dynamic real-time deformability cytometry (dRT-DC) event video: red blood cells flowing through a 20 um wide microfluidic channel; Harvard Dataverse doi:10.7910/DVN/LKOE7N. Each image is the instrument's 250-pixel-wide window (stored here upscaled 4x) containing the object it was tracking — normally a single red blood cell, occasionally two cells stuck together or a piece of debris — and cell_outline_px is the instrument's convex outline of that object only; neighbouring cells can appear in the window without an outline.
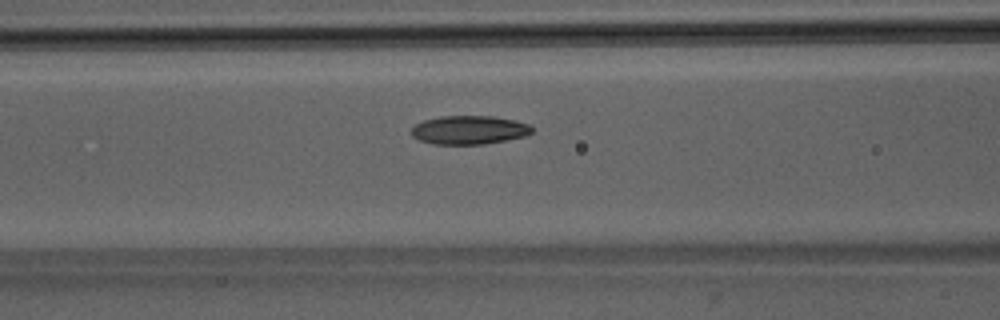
{"species": "Egyptian fruit bat (a non-hibernating species)", "species_latin": "Rousettus aegyptiacus", "temperature_condition": "room temperature", "stored_images_in_passage": 51, "camera_frame_rate_fps": 3000, "um_per_image_px": 0.085, "animal": {"sex": "male"}, "frame": {"image": 1, "passage_image": 21, "time_ms": 6.667, "image_size_px": [1000, 320], "cell_outline_px": [[532, 132], [524, 136], [484, 144], [432, 144], [420, 140], [412, 136], [412, 128], [416, 124], [424, 120], [440, 116], [492, 116], [516, 120], [528, 124], [532, 128]], "centroid_in_image_um": [39.86, 11.04], "position_along_channel_um": 126.7, "area_um2": 20.0}}
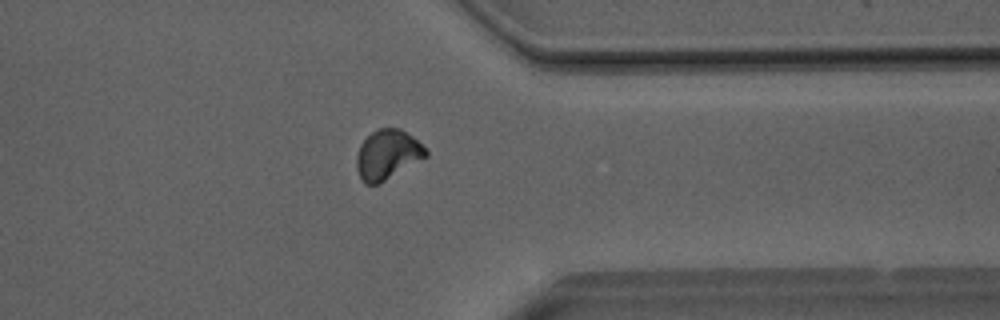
{"frame": {"image": 2, "passage_image": 40, "time_ms": 13.0, "image_size_px": [1000, 320], "cell_outline_px": [[428, 156], [380, 184], [364, 184], [356, 168], [356, 156], [360, 144], [376, 128], [400, 128], [412, 136], [428, 148]], "centroid_in_image_um": [32.95, 13.15], "position_along_channel_um": 378.4, "area_um2": 20.29}}
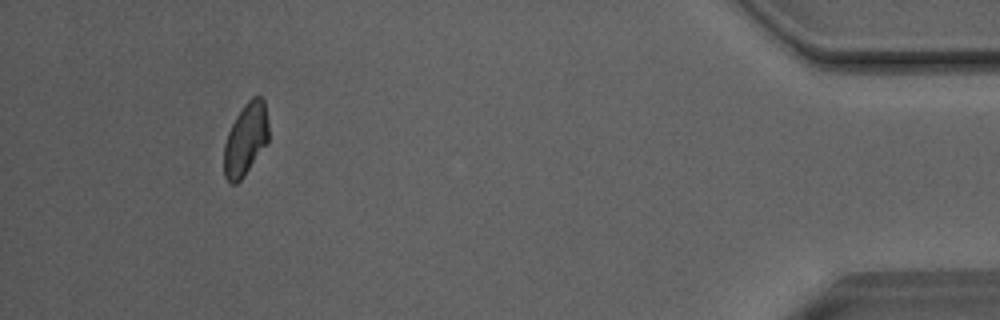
{"frame": {"image": 3, "passage_image": 47, "time_ms": 15.333, "image_size_px": [1000, 320], "cell_outline_px": [[268, 140], [244, 176], [236, 184], [232, 184], [224, 176], [224, 144], [228, 132], [236, 116], [244, 104], [252, 96], [260, 96], [264, 100], [268, 124]], "centroid_in_image_um": [20.87, 11.83], "position_along_channel_um": 414.3, "area_um2": 18.61}, "authors_computed_cell_mechanics": {"area_um2": 20.0566, "velocity_mm_per_s": 4.0552, "shape_relaxation_time_tau1_ms": null, "shape_relaxation_time_tau2_ms": 3.9162, "deformation_change_tau1": null, "deformation_change_tau2": 0.0807}}